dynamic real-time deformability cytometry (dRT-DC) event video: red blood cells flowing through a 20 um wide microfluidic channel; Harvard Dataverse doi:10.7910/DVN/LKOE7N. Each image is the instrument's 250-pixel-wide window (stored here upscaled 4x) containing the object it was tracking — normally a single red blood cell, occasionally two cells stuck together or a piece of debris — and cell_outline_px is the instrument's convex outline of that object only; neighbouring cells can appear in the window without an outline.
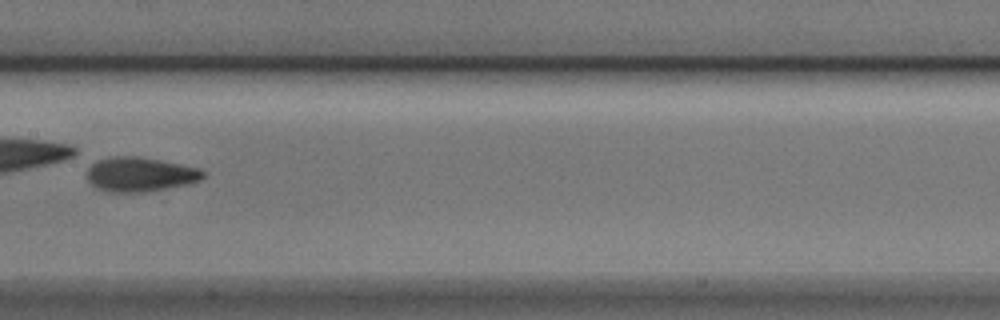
{"species": "Egyptian fruit bat (a non-hibernating species)", "species_latin": "Rousettus aegyptiacus", "temperature_condition": "cold", "stored_images_in_passage": 6, "camera_frame_rate_fps": 3000, "um_per_image_px": 0.085, "animal": {"sex": "male"}, "frame": {"image": 1, "passage_image": 6, "time_ms": 1.667, "image_size_px": [1000, 320], "cell_outline_px": [[204, 176], [200, 180], [188, 184], [148, 192], [108, 192], [92, 184], [88, 180], [88, 168], [92, 164], [100, 160], [116, 156], [136, 156], [160, 160], [200, 168], [204, 172]], "centroid_in_image_um": [11.94, 14.83], "position_along_channel_um": 195.5, "area_um2": 23.06}}